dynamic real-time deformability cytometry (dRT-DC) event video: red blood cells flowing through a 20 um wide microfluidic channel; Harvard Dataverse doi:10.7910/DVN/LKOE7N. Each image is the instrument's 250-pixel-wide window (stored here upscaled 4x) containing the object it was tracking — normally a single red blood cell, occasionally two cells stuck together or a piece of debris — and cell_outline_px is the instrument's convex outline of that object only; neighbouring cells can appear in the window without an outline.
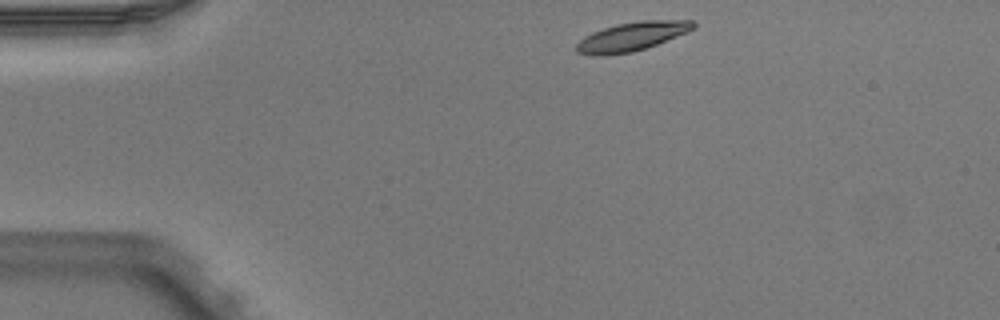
{"species": "Egyptian fruit bat (a non-hibernating species)", "species_latin": "Rousettus aegyptiacus", "temperature_condition": "warm", "stored_images_in_passage": 5, "camera_frame_rate_fps": 3000, "um_per_image_px": 0.085, "animal": {"sex": "male"}, "frame": {"image": 1, "passage_image": 1, "time_ms": 0.0, "image_size_px": [1000, 320], "cell_outline_px": [[696, 28], [688, 32], [656, 44], [632, 52], [608, 56], [592, 56], [576, 52], [576, 44], [584, 36], [592, 32], [616, 24], [640, 20], [692, 20], [696, 24]], "centroid_in_image_um": [53.69, 3.11], "position_along_channel_um": 31.3, "area_um2": 19.83}}
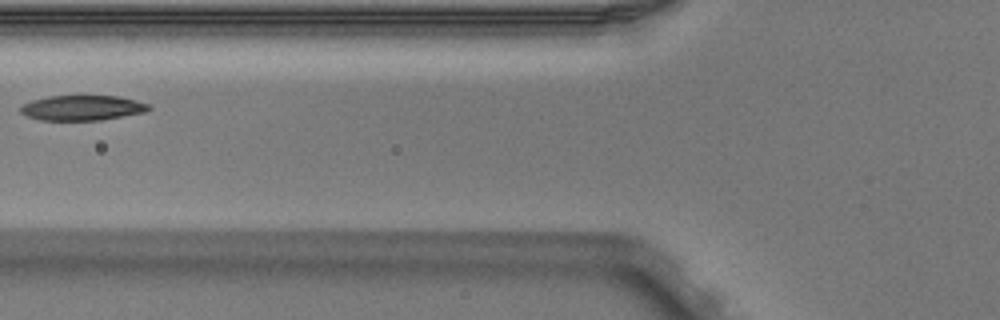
{"frame": {"image": 2, "passage_image": 4, "time_ms": 1.0, "image_size_px": [1000, 320], "cell_outline_px": [[152, 108], [144, 112], [96, 120], [40, 120], [28, 116], [20, 112], [20, 108], [24, 104], [32, 100], [48, 96], [120, 96], [136, 100], [148, 104]], "centroid_in_image_um": [6.98, 9.16], "position_along_channel_um": 118.8, "area_um2": 18.5}}
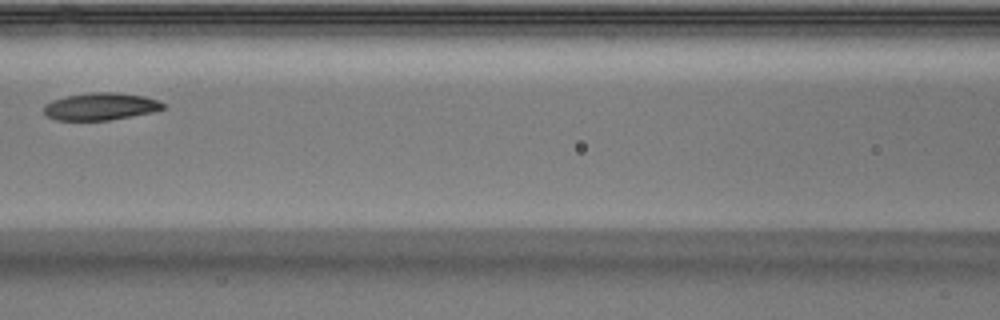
{"frame": {"image": 3, "passage_image": 5, "time_ms": 1.333, "image_size_px": [1000, 320], "cell_outline_px": [[164, 108], [152, 112], [132, 116], [108, 120], [56, 120], [48, 116], [44, 112], [44, 104], [52, 100], [64, 96], [92, 92], [116, 92], [144, 96], [156, 100], [164, 104]], "centroid_in_image_um": [8.52, 9.04], "position_along_channel_um": 158.1, "area_um2": 18.9}}